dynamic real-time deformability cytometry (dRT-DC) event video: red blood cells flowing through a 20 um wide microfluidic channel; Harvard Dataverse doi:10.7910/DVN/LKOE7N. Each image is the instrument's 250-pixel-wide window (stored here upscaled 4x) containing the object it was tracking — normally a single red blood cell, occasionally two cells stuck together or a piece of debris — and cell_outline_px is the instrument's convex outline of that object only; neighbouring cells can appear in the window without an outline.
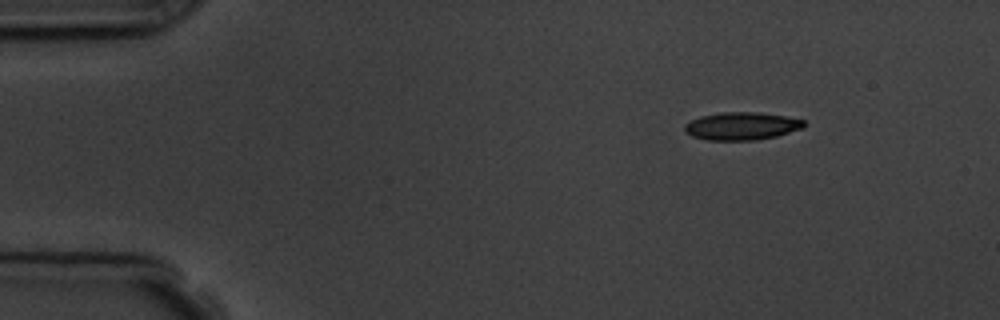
{"species": "common noctule bat (a hibernating species)", "species_latin": "Nyctalus noctula", "temperature_condition": "room temperature", "stored_images_in_passage": 3, "camera_frame_rate_fps": 3000, "um_per_image_px": 0.085, "animal": {"sex": "male", "body_mass_g": 19.5, "forearm_length_mm": 54.6}, "frame": {"image": 1, "passage_image": 1, "time_ms": 0.0, "image_size_px": [1000, 320], "cell_outline_px": [[804, 128], [776, 136], [756, 140], [708, 140], [692, 136], [684, 132], [684, 124], [700, 116], [720, 112], [760, 112], [784, 116], [804, 120]], "centroid_in_image_um": [63.02, 10.71], "position_along_channel_um": 22.0, "area_um2": 19.36}}